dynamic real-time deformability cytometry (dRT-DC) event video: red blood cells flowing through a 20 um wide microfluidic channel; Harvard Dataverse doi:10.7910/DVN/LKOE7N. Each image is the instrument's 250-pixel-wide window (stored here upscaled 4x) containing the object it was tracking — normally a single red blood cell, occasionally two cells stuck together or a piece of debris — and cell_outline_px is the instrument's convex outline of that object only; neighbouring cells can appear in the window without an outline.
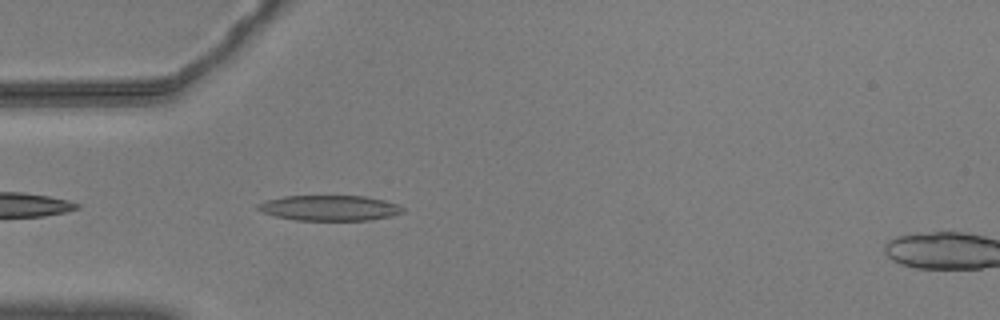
{"species": "common noctule bat (a hibernating species)", "species_latin": "Nyctalus noctula", "temperature_condition": "warm", "stored_images_in_passage": 42, "camera_frame_rate_fps": 3000, "um_per_image_px": 0.085, "animal": {"sex": "male", "body_mass_g": 20.5, "forearm_length_mm": 52.5}, "frame": {"image": 1, "passage_image": 3, "time_ms": 0.667, "image_size_px": [1000, 320], "cell_outline_px": [[404, 212], [372, 220], [296, 220], [276, 216], [264, 212], [256, 208], [256, 204], [268, 200], [284, 196], [364, 196], [384, 200], [400, 204], [404, 208]], "centroid_in_image_um": [28.04, 17.67], "position_along_channel_um": 57.0, "area_um2": 21.33}}
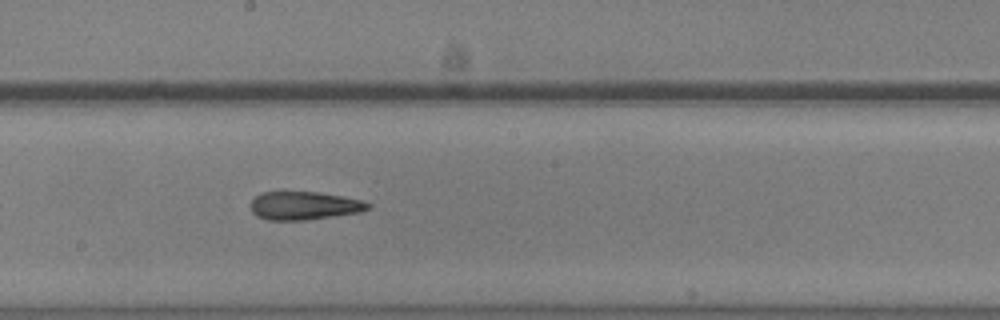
{"frame": {"image": 2, "passage_image": 17, "time_ms": 5.333, "image_size_px": [1000, 320], "cell_outline_px": [[372, 208], [360, 212], [308, 220], [268, 220], [256, 216], [252, 212], [252, 200], [260, 192], [316, 192], [340, 196], [360, 200], [372, 204]], "centroid_in_image_um": [25.86, 17.49], "position_along_channel_um": 222.3, "area_um2": 19.25}}
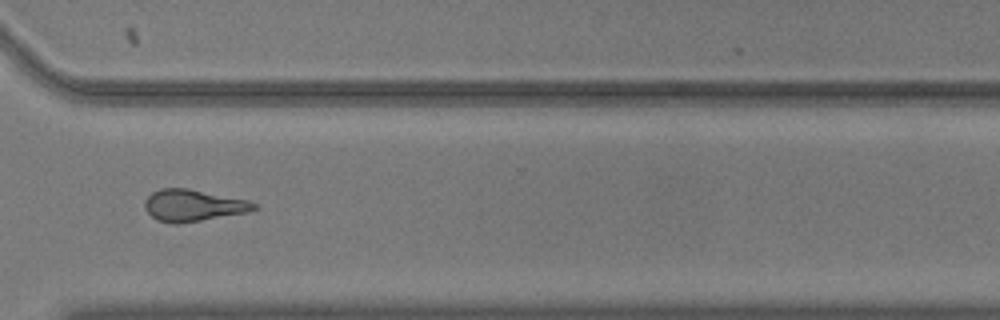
{"frame": {"image": 3, "passage_image": 28, "time_ms": 9.0, "image_size_px": [1000, 320], "cell_outline_px": [[256, 208], [248, 212], [180, 224], [172, 224], [156, 220], [144, 208], [144, 200], [152, 192], [160, 188], [188, 188], [248, 200], [256, 204]], "centroid_in_image_um": [16.38, 17.46], "position_along_channel_um": 354.2, "area_um2": 20.29}, "authors_computed_cell_mechanics": {"area_um2": 19.8832, "velocity_mm_per_s": 3.6094, "shape_relaxation_time_tau1_ms": 6.4287, "shape_relaxation_time_tau2_ms": 3.4853, "deformation_change_tau1": 0.204, "deformation_change_tau2": 0.1309}}